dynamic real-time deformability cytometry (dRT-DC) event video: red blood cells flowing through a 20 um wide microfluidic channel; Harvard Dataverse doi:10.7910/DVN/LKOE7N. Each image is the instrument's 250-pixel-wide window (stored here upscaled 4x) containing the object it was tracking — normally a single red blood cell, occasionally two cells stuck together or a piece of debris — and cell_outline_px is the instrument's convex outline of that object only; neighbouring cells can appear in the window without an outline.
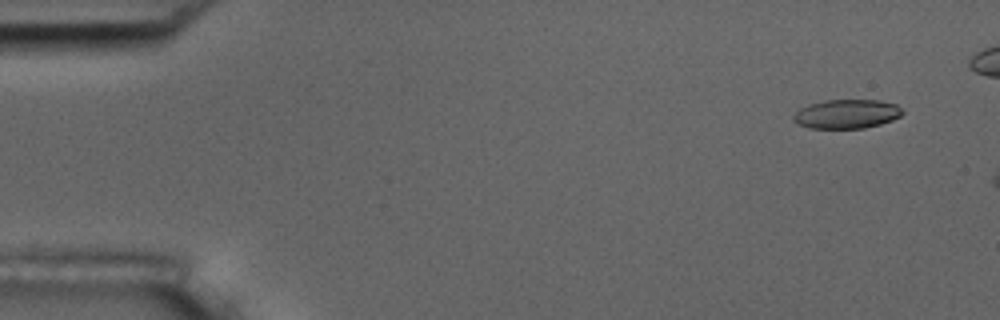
{"species": "common noctule bat (a hibernating species)", "species_latin": "Nyctalus noctula", "temperature_condition": "room temperature", "stored_images_in_passage": 3, "camera_frame_rate_fps": 3000, "um_per_image_px": 0.085, "animal": {"sex": "male", "body_mass_g": 17.5, "forearm_length_mm": 52.3}, "frame": {"image": 1, "passage_image": 1, "time_ms": 0.0, "image_size_px": [1000, 320], "cell_outline_px": [[904, 112], [900, 116], [892, 120], [880, 124], [864, 128], [808, 128], [796, 124], [792, 120], [792, 116], [800, 108], [808, 104], [824, 100], [880, 100], [896, 104]], "centroid_in_image_um": [71.93, 9.68], "position_along_channel_um": 13.1, "area_um2": 18.61}}